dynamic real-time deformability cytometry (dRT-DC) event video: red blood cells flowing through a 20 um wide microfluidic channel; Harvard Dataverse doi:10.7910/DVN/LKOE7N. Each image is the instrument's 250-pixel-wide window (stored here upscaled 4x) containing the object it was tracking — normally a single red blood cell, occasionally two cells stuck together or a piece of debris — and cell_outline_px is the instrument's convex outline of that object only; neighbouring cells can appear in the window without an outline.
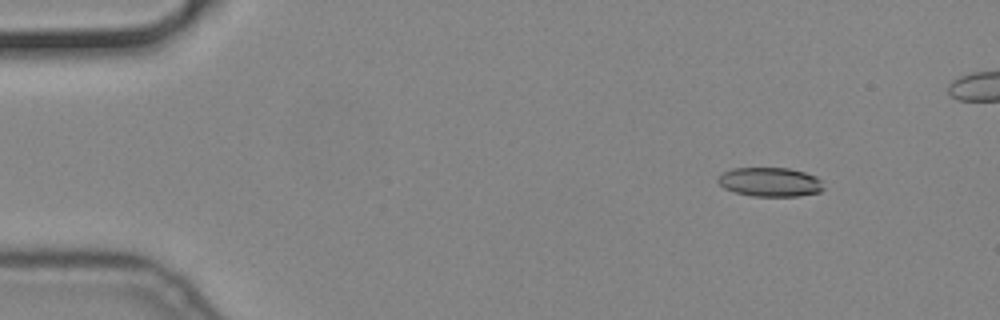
{"species": "common noctule bat (a hibernating species)", "species_latin": "Nyctalus noctula", "temperature_condition": "cold", "stored_images_in_passage": 16, "camera_frame_rate_fps": 3000, "um_per_image_px": 0.085, "animal": {"sex": "male", "body_mass_g": 19.2, "forearm_length_mm": 51.8}, "frame": {"image": 1, "passage_image": 7, "time_ms": 2.0, "image_size_px": [1000, 320], "cell_outline_px": [[824, 188], [820, 192], [800, 196], [752, 196], [736, 192], [724, 188], [716, 180], [724, 172], [732, 168], [788, 168], [804, 172], [816, 176], [820, 180]], "centroid_in_image_um": [65.47, 15.47], "position_along_channel_um": 19.5, "area_um2": 17.86}}